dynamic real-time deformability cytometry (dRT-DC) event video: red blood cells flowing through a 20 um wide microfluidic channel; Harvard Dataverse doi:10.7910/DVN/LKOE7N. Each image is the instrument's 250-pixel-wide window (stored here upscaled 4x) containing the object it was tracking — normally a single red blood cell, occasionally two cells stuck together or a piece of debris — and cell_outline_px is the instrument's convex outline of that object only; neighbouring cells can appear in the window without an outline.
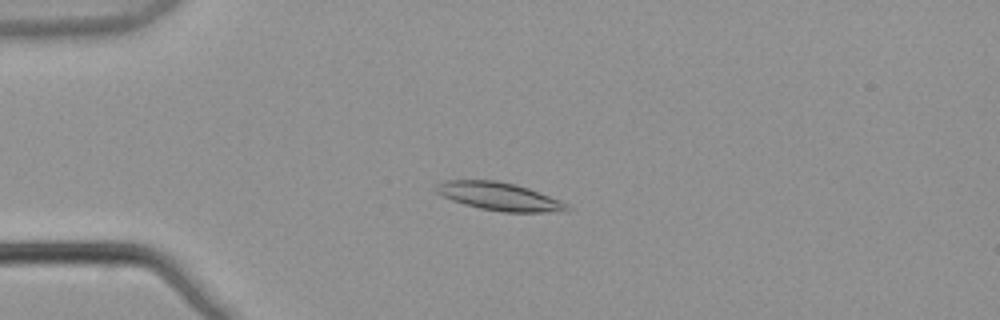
{"species": "common noctule bat (a hibernating species)", "species_latin": "Nyctalus noctula", "temperature_condition": "warm", "stored_images_in_passage": 5, "camera_frame_rate_fps": 3000, "um_per_image_px": 0.085, "animal": {"sex": "male", "body_mass_g": 21.5, "forearm_length_mm": 52.0}, "frame": {"image": 1, "passage_image": 5, "time_ms": 1.333, "image_size_px": [1000, 320], "cell_outline_px": [[572, 208], [568, 212], [504, 212], [480, 208], [464, 204], [452, 200], [436, 192], [432, 188], [436, 184], [444, 180], [496, 180], [516, 184], [528, 188], [560, 200]], "centroid_in_image_um": [42.44, 16.69], "position_along_channel_um": 42.6, "area_um2": 21.5}}